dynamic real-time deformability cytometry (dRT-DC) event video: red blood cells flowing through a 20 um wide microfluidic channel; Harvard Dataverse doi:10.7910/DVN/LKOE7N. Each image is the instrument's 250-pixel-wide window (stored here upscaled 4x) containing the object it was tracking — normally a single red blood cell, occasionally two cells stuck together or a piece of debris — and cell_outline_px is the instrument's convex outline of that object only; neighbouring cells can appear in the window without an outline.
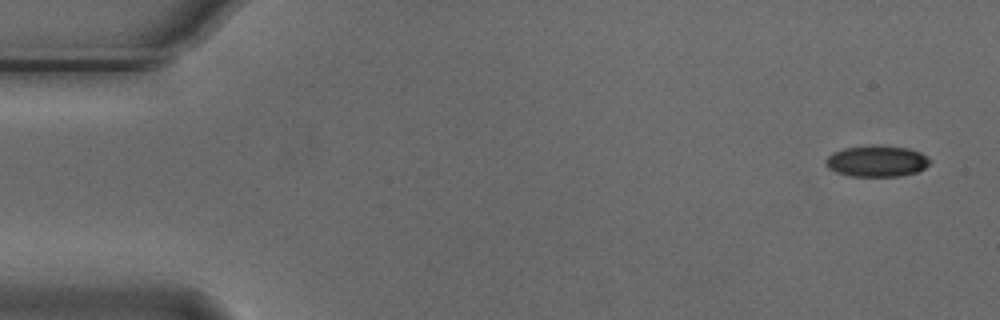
{"species": "Egyptian fruit bat (a non-hibernating species)", "species_latin": "Rousettus aegyptiacus", "temperature_condition": "cold", "stored_images_in_passage": 4, "camera_frame_rate_fps": 3000, "um_per_image_px": 0.085, "animal": {"sex": "male"}, "frame": {"image": 1, "passage_image": 1, "time_ms": 0.0, "image_size_px": [1000, 320], "cell_outline_px": [[932, 160], [924, 168], [916, 172], [900, 176], [848, 176], [836, 172], [828, 168], [824, 164], [824, 160], [832, 152], [844, 148], [872, 144], [908, 148], [920, 152], [928, 156]], "centroid_in_image_um": [74.5, 13.68], "position_along_channel_um": 10.5, "area_um2": 19.25}}
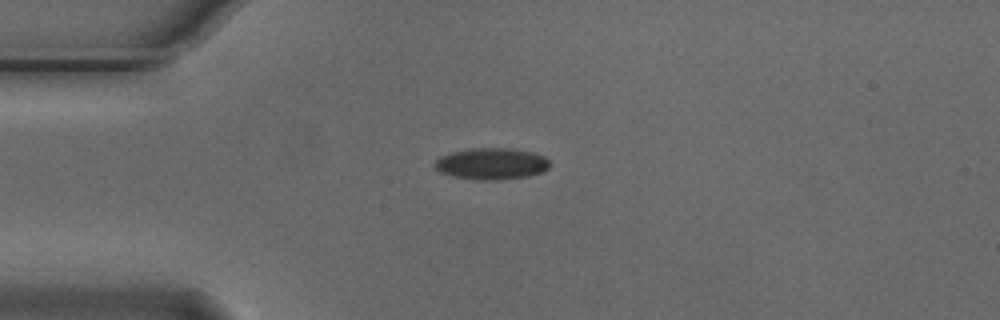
{"frame": {"image": 2, "passage_image": 4, "time_ms": 1.0, "image_size_px": [1000, 320], "cell_outline_px": [[552, 164], [544, 172], [528, 176], [496, 180], [480, 180], [452, 176], [440, 172], [432, 164], [440, 156], [452, 152], [468, 148], [516, 148], [532, 152], [544, 156]], "centroid_in_image_um": [41.8, 13.91], "position_along_channel_um": 43.2, "area_um2": 21.39}}